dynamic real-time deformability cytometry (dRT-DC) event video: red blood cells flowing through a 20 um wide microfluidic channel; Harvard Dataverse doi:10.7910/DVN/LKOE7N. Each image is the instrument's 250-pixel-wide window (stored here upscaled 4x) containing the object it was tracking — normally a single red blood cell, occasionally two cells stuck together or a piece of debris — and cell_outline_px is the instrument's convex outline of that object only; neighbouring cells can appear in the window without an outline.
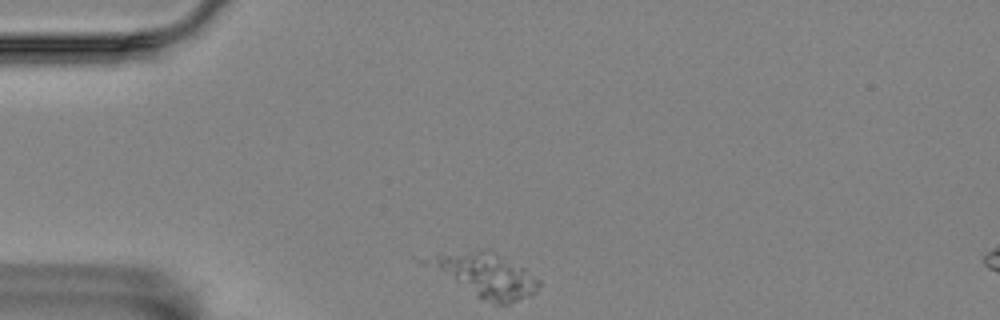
{"species": "Egyptian fruit bat (a non-hibernating species)", "species_latin": "Rousettus aegyptiacus", "temperature_condition": "room temperature", "stored_images_in_passage": 3, "segment_of_instrument_passage": [1, 2], "camera_frame_rate_fps": 3000, "um_per_image_px": 0.085, "animal": {"sex": "female"}, "frame": {"image": 1, "passage_image": 1, "time_ms": 0.0, "image_size_px": [1000, 320], "cell_outline_px": [[540, 284], [536, 292], [532, 296], [508, 304], [492, 304], [412, 260], [412, 256], [484, 248], [488, 248], [524, 268], [540, 280]], "centroid_in_image_um": [41.07, 23.32], "position_along_channel_um": 43.9, "area_um2": 29.94}}